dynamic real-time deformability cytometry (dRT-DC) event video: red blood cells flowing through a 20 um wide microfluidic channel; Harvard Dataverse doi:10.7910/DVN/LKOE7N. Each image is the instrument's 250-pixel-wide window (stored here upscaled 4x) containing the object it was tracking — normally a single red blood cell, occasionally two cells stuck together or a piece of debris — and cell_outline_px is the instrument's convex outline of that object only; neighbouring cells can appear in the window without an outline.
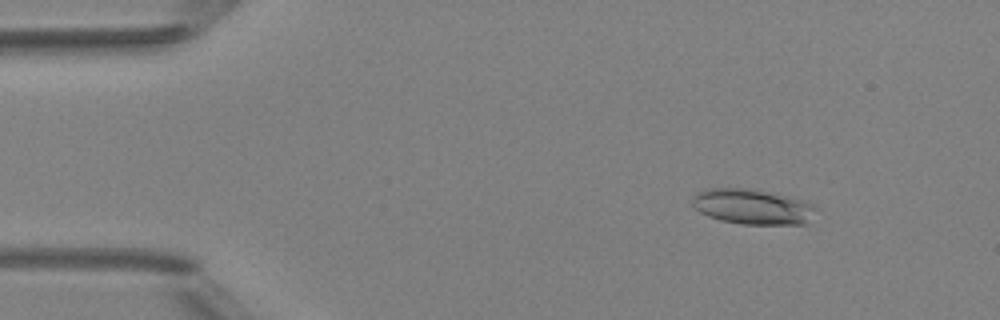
{"species": "Egyptian fruit bat (a non-hibernating species)", "species_latin": "Rousettus aegyptiacus", "temperature_condition": "room temperature", "stored_images_in_passage": 5, "camera_frame_rate_fps": 3000, "um_per_image_px": 0.085, "animal": {"sex": "female"}, "frame": {"image": 1, "passage_image": 2, "time_ms": 1.0, "image_size_px": [1000, 320], "cell_outline_px": [[816, 208], [808, 224], [744, 224], [720, 220], [708, 216], [700, 212], [692, 204], [692, 196], [696, 192], [704, 188], [748, 188], [788, 196], [812, 204]], "centroid_in_image_um": [63.92, 17.56], "position_along_channel_um": 21.1, "area_um2": 25.37}}
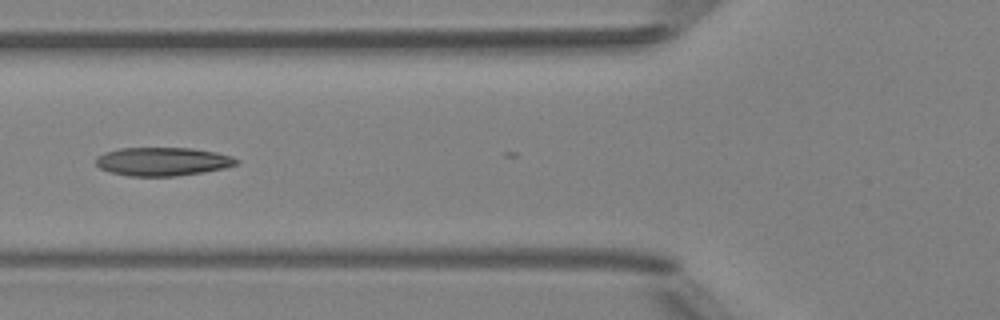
{"frame": {"image": 2, "passage_image": 5, "time_ms": 5.333, "image_size_px": [1000, 320], "cell_outline_px": [[240, 164], [224, 168], [204, 172], [176, 176], [128, 176], [112, 172], [100, 168], [96, 164], [96, 156], [104, 152], [120, 148], [192, 148], [216, 152], [232, 156], [240, 160]], "centroid_in_image_um": [13.86, 13.73], "position_along_channel_um": 111.9, "area_um2": 23.47}}